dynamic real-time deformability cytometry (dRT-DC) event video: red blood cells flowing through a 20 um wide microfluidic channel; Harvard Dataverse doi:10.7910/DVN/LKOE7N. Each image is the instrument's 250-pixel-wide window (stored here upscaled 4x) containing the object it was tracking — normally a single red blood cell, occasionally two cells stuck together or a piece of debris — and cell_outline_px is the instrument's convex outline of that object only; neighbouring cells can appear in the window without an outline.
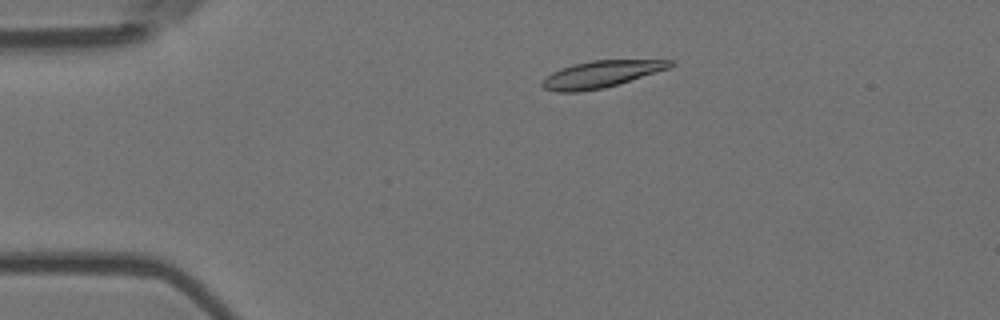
{"species": "Egyptian fruit bat (a non-hibernating species)", "species_latin": "Rousettus aegyptiacus", "temperature_condition": "room temperature", "stored_images_in_passage": 25, "camera_frame_rate_fps": 3000, "um_per_image_px": 0.085, "animal": {"sex": "female"}, "frame": {"image": 1, "passage_image": 9, "time_ms": 2.667, "image_size_px": [1000, 320], "cell_outline_px": [[676, 64], [668, 68], [604, 88], [576, 92], [556, 92], [544, 88], [540, 84], [552, 72], [560, 68], [572, 64], [592, 60], [676, 60]], "centroid_in_image_um": [51.07, 6.3], "position_along_channel_um": 33.9, "area_um2": 19.77}}
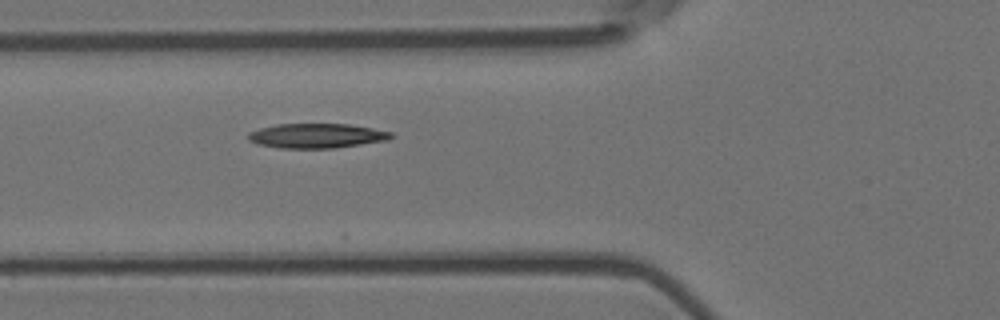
{"frame": {"image": 2, "passage_image": 18, "time_ms": 5.667, "image_size_px": [1000, 320], "cell_outline_px": [[392, 136], [388, 140], [336, 148], [280, 148], [256, 144], [248, 140], [248, 132], [260, 128], [276, 124], [348, 124], [372, 128], [392, 132]], "centroid_in_image_um": [26.89, 11.54], "position_along_channel_um": 98.9, "area_um2": 20.52}}
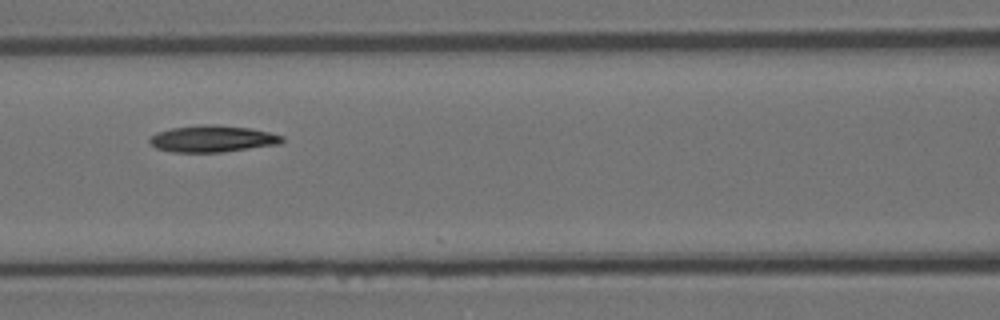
{"frame": {"image": 3, "passage_image": 22, "time_ms": 7.0, "image_size_px": [1000, 320], "cell_outline_px": [[284, 140], [280, 144], [220, 152], [172, 152], [156, 148], [148, 140], [156, 132], [172, 128], [200, 124], [252, 128], [284, 136]], "centroid_in_image_um": [18.06, 11.8], "position_along_channel_um": 148.5, "area_um2": 20.4}}